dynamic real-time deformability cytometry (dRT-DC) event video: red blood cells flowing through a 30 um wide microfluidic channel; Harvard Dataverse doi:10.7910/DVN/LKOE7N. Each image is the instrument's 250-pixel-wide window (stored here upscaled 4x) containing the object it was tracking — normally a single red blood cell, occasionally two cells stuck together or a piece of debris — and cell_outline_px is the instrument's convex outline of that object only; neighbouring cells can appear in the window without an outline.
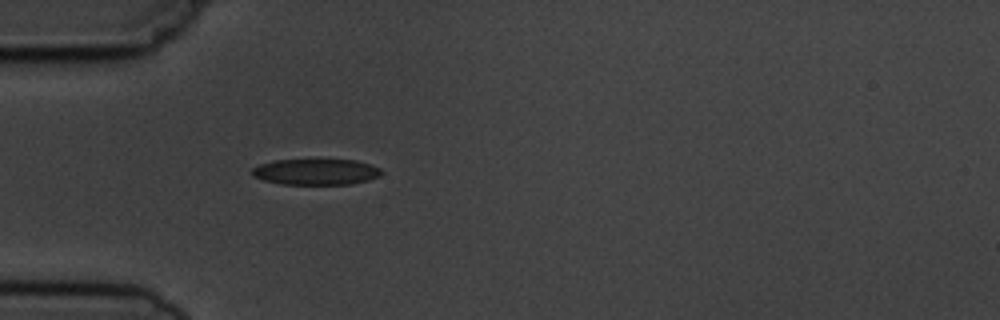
{"species": "common noctule bat (a hibernating species)", "species_latin": "Nyctalus noctula", "temperature_condition": "cold", "stored_images_in_passage": 1, "camera_frame_rate_fps": 3000, "um_per_image_px": 0.085, "animal": {"sex": "male", "body_mass_g": 19.5, "forearm_length_mm": 54.6}, "frame": {"image": 1, "passage_image": 1, "time_ms": 0.0, "image_size_px": [1000, 320], "cell_outline_px": [[384, 172], [380, 176], [368, 180], [352, 184], [280, 184], [264, 180], [252, 176], [252, 168], [260, 164], [276, 160], [356, 160], [372, 164], [380, 168]], "centroid_in_image_um": [26.89, 14.61], "position_along_channel_um": 58.1, "area_um2": 19.65}}